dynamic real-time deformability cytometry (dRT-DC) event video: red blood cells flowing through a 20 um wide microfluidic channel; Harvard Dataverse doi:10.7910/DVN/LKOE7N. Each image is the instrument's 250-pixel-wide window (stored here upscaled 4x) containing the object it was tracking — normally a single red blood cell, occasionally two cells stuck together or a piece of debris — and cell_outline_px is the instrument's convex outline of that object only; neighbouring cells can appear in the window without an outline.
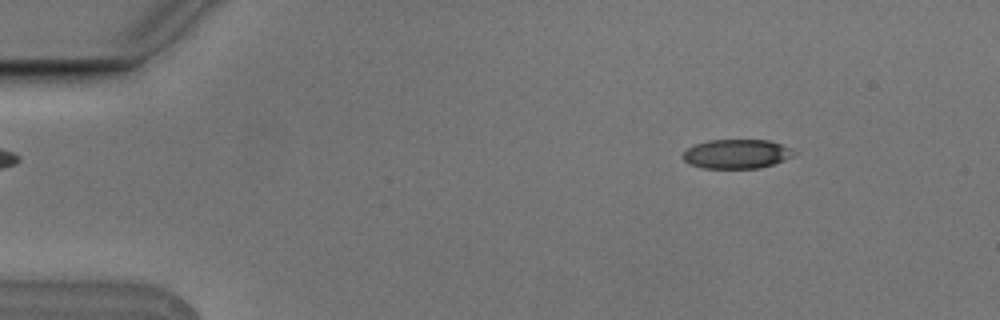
{"species": "Egyptian fruit bat (a non-hibernating species)", "species_latin": "Rousettus aegyptiacus", "temperature_condition": "cold", "stored_images_in_passage": 7, "camera_frame_rate_fps": 3000, "um_per_image_px": 0.085, "animal": {"sex": "male"}, "frame": {"image": 1, "passage_image": 1, "time_ms": 0.0, "image_size_px": [1000, 320], "cell_outline_px": [[796, 152], [792, 156], [784, 160], [760, 168], [704, 168], [688, 164], [680, 156], [688, 148], [696, 144], [708, 140], [768, 140], [780, 144]], "centroid_in_image_um": [62.57, 13.09], "position_along_channel_um": 22.4, "area_um2": 18.79}}
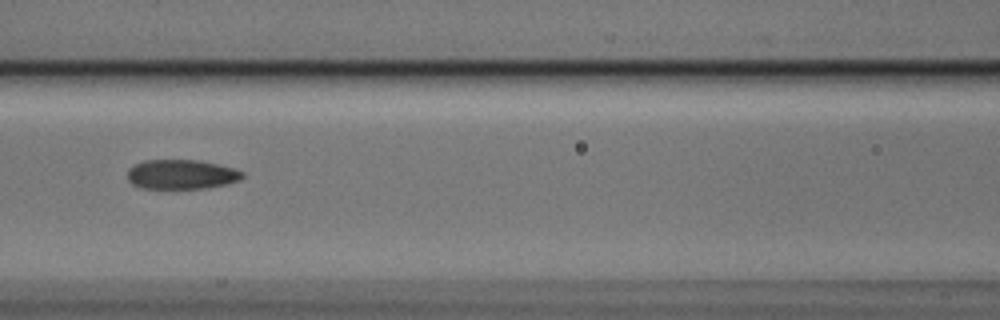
{"frame": {"image": 2, "passage_image": 6, "time_ms": 1.667, "image_size_px": [1000, 320], "cell_outline_px": [[244, 176], [240, 180], [228, 184], [208, 188], [144, 188], [132, 184], [128, 180], [128, 168], [132, 164], [144, 160], [200, 160], [232, 168], [244, 172]], "centroid_in_image_um": [15.41, 14.82], "position_along_channel_um": 151.2, "area_um2": 19.88}}
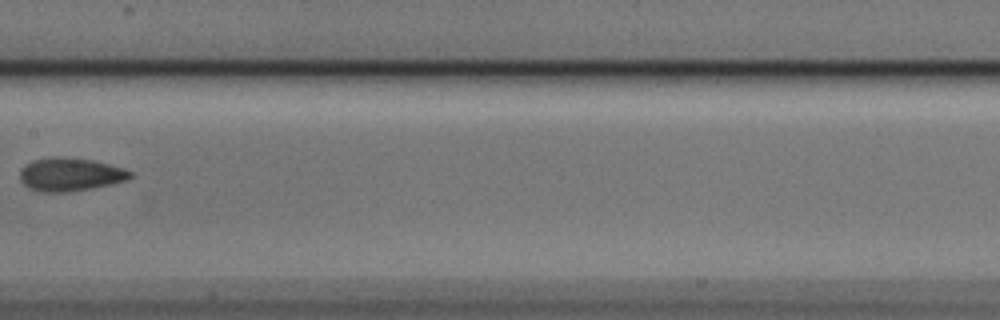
{"frame": {"image": 3, "passage_image": 7, "time_ms": 2.0, "image_size_px": [1000, 320], "cell_outline_px": [[132, 176], [128, 180], [112, 184], [92, 188], [68, 192], [40, 192], [24, 184], [20, 180], [20, 172], [24, 164], [32, 160], [52, 156], [64, 156], [92, 160], [124, 168], [132, 172]], "centroid_in_image_um": [5.97, 14.81], "position_along_channel_um": 201.4, "area_um2": 21.56}}